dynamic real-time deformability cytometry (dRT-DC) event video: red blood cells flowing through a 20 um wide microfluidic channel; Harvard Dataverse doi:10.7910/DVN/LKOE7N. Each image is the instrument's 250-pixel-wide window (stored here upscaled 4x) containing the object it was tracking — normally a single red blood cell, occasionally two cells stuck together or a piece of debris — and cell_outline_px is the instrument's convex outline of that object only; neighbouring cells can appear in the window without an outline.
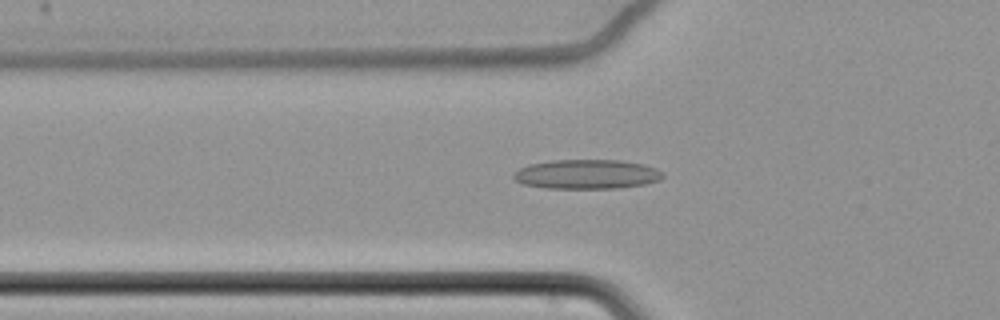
{"species": "common noctule bat (a hibernating species)", "species_latin": "Nyctalus noctula", "temperature_condition": "cold", "stored_images_in_passage": 64, "camera_frame_rate_fps": 3000, "um_per_image_px": 0.085, "animal": {"sex": "female", "body_mass_g": 22.7, "forearm_length_mm": 54.2}, "frame": {"image": 1, "passage_image": 25, "time_ms": 8.0, "image_size_px": [1000, 320], "cell_outline_px": [[664, 176], [660, 180], [644, 184], [620, 188], [544, 188], [524, 184], [516, 180], [512, 176], [520, 168], [528, 164], [552, 160], [620, 160], [644, 164], [656, 168], [664, 172]], "centroid_in_image_um": [49.91, 14.8], "position_along_channel_um": 75.9, "area_um2": 25.66}}
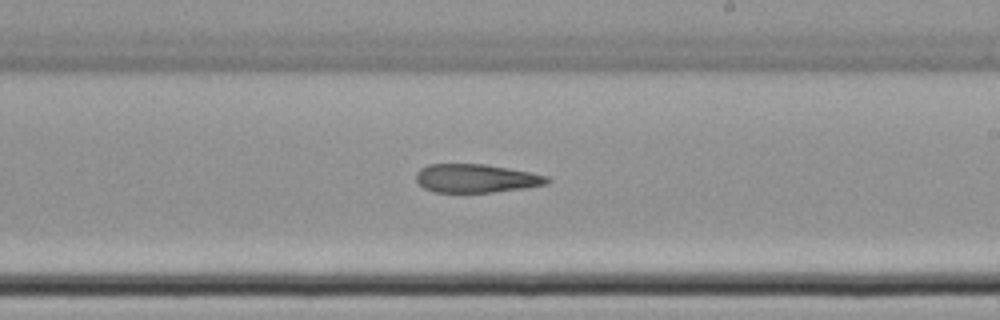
{"frame": {"image": 2, "passage_image": 40, "time_ms": 13.0, "image_size_px": [1000, 320], "cell_outline_px": [[552, 180], [548, 184], [524, 188], [492, 192], [432, 192], [424, 188], [416, 180], [416, 172], [420, 168], [428, 164], [484, 164], [508, 168], [548, 176]], "centroid_in_image_um": [40.46, 15.16], "position_along_channel_um": 248.5, "area_um2": 21.79}}
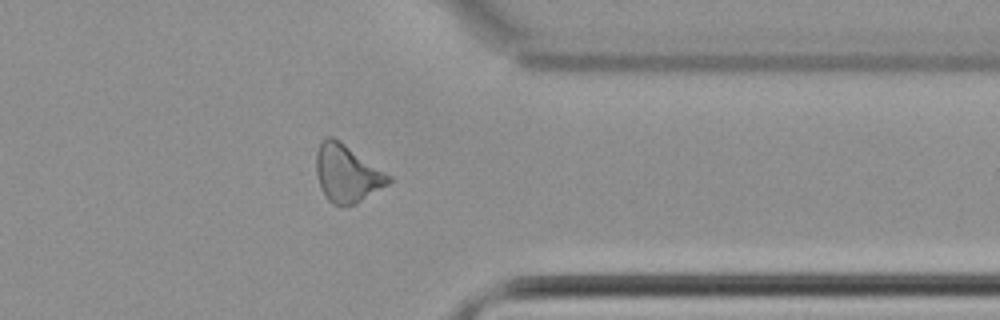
{"frame": {"image": 3, "passage_image": 52, "time_ms": 17.0, "image_size_px": [1000, 320], "cell_outline_px": [[392, 180], [388, 184], [356, 204], [332, 204], [328, 200], [320, 188], [316, 172], [316, 152], [320, 144], [328, 136], [332, 136], [392, 176]], "centroid_in_image_um": [29.49, 14.75], "position_along_channel_um": 381.9, "area_um2": 23.81}}